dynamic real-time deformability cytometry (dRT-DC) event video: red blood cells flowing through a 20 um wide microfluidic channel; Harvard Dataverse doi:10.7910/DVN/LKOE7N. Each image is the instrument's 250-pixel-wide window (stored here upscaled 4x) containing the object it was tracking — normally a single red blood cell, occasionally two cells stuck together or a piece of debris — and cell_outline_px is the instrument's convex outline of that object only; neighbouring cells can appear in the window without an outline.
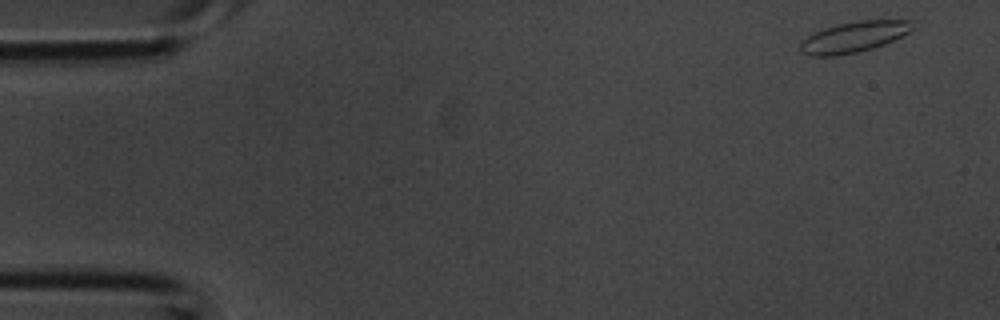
{"species": "common noctule bat (a hibernating species)", "species_latin": "Nyctalus noctula", "temperature_condition": "room temperature", "stored_images_in_passage": 4, "camera_frame_rate_fps": 3000, "um_per_image_px": 0.085, "animal": {"sex": "male", "body_mass_g": 20.1, "forearm_length_mm": 53.5}, "frame": {"image": 1, "passage_image": 1, "time_ms": 0.0, "image_size_px": [1000, 320], "cell_outline_px": [[916, 28], [884, 44], [860, 52], [836, 56], [812, 56], [800, 52], [800, 44], [808, 36], [824, 28], [836, 24], [860, 20], [916, 20]], "centroid_in_image_um": [72.62, 3.13], "position_along_channel_um": 12.4, "area_um2": 20.23}}